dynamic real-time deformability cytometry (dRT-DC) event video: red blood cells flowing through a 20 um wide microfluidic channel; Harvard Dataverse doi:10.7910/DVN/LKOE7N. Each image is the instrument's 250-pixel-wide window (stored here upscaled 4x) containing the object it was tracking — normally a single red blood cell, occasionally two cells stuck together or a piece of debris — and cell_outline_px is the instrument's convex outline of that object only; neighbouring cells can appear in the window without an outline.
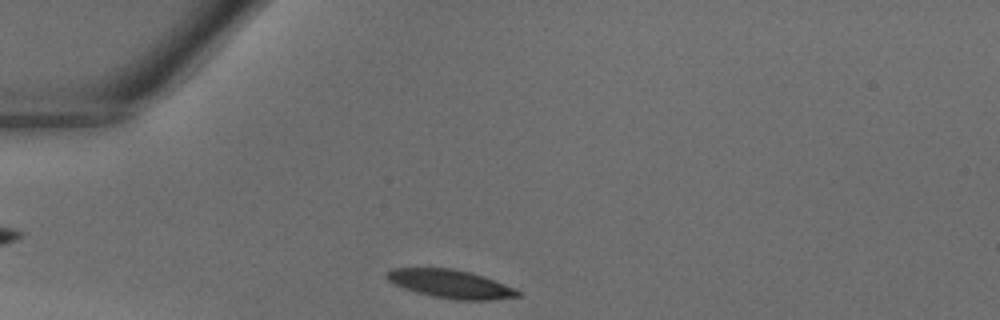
{"species": "common noctule bat (a hibernating species)", "species_latin": "Nyctalus noctula", "temperature_condition": "warm", "stored_images_in_passage": 27, "camera_frame_rate_fps": 3000, "um_per_image_px": 0.085, "animal": {"sex": "male", "body_mass_g": 18.8}, "frame": {"image": 1, "passage_image": 1, "time_ms": 0.0, "image_size_px": [1000, 320], "cell_outline_px": [[520, 296], [488, 300], [456, 300], [432, 296], [404, 288], [388, 280], [384, 276], [384, 272], [392, 268], [452, 268], [472, 272], [484, 276], [512, 288], [520, 292]], "centroid_in_image_um": [38.24, 24.12], "position_along_channel_um": 46.8, "area_um2": 21.5}}
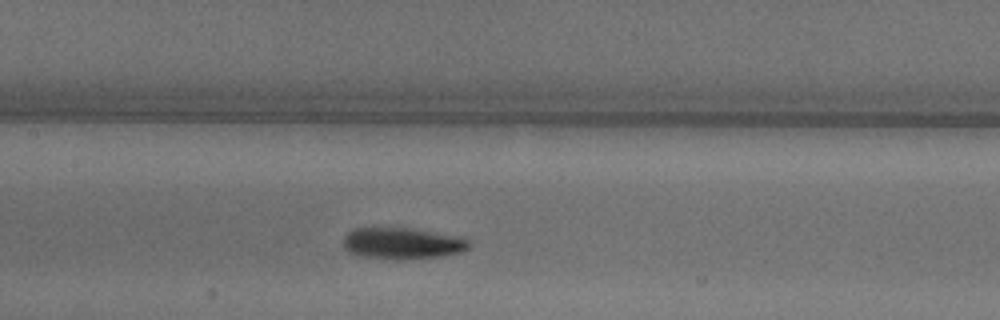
{"frame": {"image": 2, "passage_image": 10, "time_ms": 3.0, "image_size_px": [1000, 320], "cell_outline_px": [[472, 244], [468, 248], [460, 252], [444, 256], [364, 256], [348, 252], [344, 248], [344, 236], [348, 232], [356, 228], [408, 228], [468, 240]], "centroid_in_image_um": [34.14, 20.64], "position_along_channel_um": 173.3, "area_um2": 21.33}}
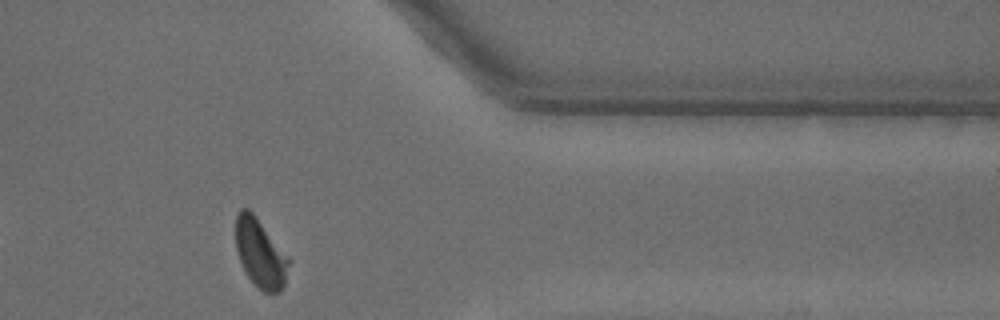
{"frame": {"image": 3, "passage_image": 24, "time_ms": 7.667, "image_size_px": [1000, 320], "cell_outline_px": [[292, 260], [284, 284], [280, 292], [264, 292], [248, 276], [240, 260], [236, 248], [236, 216], [240, 208], [248, 208], [256, 216]], "centroid_in_image_um": [22.16, 21.5], "position_along_channel_um": 389.2, "area_um2": 21.15}}